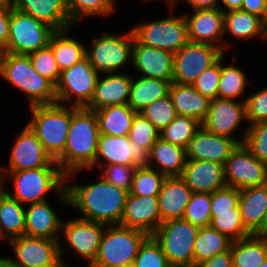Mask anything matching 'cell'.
<instances>
[{
  "label": "cell",
  "instance_id": "6da1fadb",
  "mask_svg": "<svg viewBox=\"0 0 267 267\" xmlns=\"http://www.w3.org/2000/svg\"><path fill=\"white\" fill-rule=\"evenodd\" d=\"M98 119L95 111L85 107L71 106V122L64 151L55 159L62 172L69 177L83 169H89L95 162L98 140Z\"/></svg>",
  "mask_w": 267,
  "mask_h": 267
},
{
  "label": "cell",
  "instance_id": "7a4b0ae2",
  "mask_svg": "<svg viewBox=\"0 0 267 267\" xmlns=\"http://www.w3.org/2000/svg\"><path fill=\"white\" fill-rule=\"evenodd\" d=\"M86 185H71L65 182L68 205L78 208L80 218L107 225L119 224L129 192L106 181Z\"/></svg>",
  "mask_w": 267,
  "mask_h": 267
},
{
  "label": "cell",
  "instance_id": "3957f363",
  "mask_svg": "<svg viewBox=\"0 0 267 267\" xmlns=\"http://www.w3.org/2000/svg\"><path fill=\"white\" fill-rule=\"evenodd\" d=\"M3 178L13 181V193H6L21 204H32L47 201V193L57 191L59 201L68 205V195L65 188L66 175L59 166H45L43 168L22 171H0Z\"/></svg>",
  "mask_w": 267,
  "mask_h": 267
},
{
  "label": "cell",
  "instance_id": "277c9868",
  "mask_svg": "<svg viewBox=\"0 0 267 267\" xmlns=\"http://www.w3.org/2000/svg\"><path fill=\"white\" fill-rule=\"evenodd\" d=\"M0 75L27 95L30 106L56 103L55 85L35 71L29 55L1 51Z\"/></svg>",
  "mask_w": 267,
  "mask_h": 267
},
{
  "label": "cell",
  "instance_id": "5b68a950",
  "mask_svg": "<svg viewBox=\"0 0 267 267\" xmlns=\"http://www.w3.org/2000/svg\"><path fill=\"white\" fill-rule=\"evenodd\" d=\"M32 118L27 126L55 160L65 148L71 122V105L53 103L30 106Z\"/></svg>",
  "mask_w": 267,
  "mask_h": 267
},
{
  "label": "cell",
  "instance_id": "8992f818",
  "mask_svg": "<svg viewBox=\"0 0 267 267\" xmlns=\"http://www.w3.org/2000/svg\"><path fill=\"white\" fill-rule=\"evenodd\" d=\"M148 235L119 224L107 225L101 238L96 259L89 267L132 265Z\"/></svg>",
  "mask_w": 267,
  "mask_h": 267
},
{
  "label": "cell",
  "instance_id": "52a82bcc",
  "mask_svg": "<svg viewBox=\"0 0 267 267\" xmlns=\"http://www.w3.org/2000/svg\"><path fill=\"white\" fill-rule=\"evenodd\" d=\"M199 227L185 219L160 224L152 235L172 267H194V243Z\"/></svg>",
  "mask_w": 267,
  "mask_h": 267
},
{
  "label": "cell",
  "instance_id": "ba28073f",
  "mask_svg": "<svg viewBox=\"0 0 267 267\" xmlns=\"http://www.w3.org/2000/svg\"><path fill=\"white\" fill-rule=\"evenodd\" d=\"M134 41L131 28L122 35L103 33L86 49V57L99 74L117 73L128 61L132 62Z\"/></svg>",
  "mask_w": 267,
  "mask_h": 267
},
{
  "label": "cell",
  "instance_id": "9c48e42d",
  "mask_svg": "<svg viewBox=\"0 0 267 267\" xmlns=\"http://www.w3.org/2000/svg\"><path fill=\"white\" fill-rule=\"evenodd\" d=\"M54 32L42 21L10 8L9 38L2 52L28 55L48 46Z\"/></svg>",
  "mask_w": 267,
  "mask_h": 267
},
{
  "label": "cell",
  "instance_id": "30bf717a",
  "mask_svg": "<svg viewBox=\"0 0 267 267\" xmlns=\"http://www.w3.org/2000/svg\"><path fill=\"white\" fill-rule=\"evenodd\" d=\"M131 29L141 44L172 53L189 42L188 26L183 14L138 23Z\"/></svg>",
  "mask_w": 267,
  "mask_h": 267
},
{
  "label": "cell",
  "instance_id": "8fae6325",
  "mask_svg": "<svg viewBox=\"0 0 267 267\" xmlns=\"http://www.w3.org/2000/svg\"><path fill=\"white\" fill-rule=\"evenodd\" d=\"M99 75L86 56L72 67L62 70L55 85L56 102L66 105L65 102L73 99L71 106L86 107L93 96Z\"/></svg>",
  "mask_w": 267,
  "mask_h": 267
},
{
  "label": "cell",
  "instance_id": "7c38bea8",
  "mask_svg": "<svg viewBox=\"0 0 267 267\" xmlns=\"http://www.w3.org/2000/svg\"><path fill=\"white\" fill-rule=\"evenodd\" d=\"M61 240L20 236L9 240L16 259L17 267H57L66 248L61 247Z\"/></svg>",
  "mask_w": 267,
  "mask_h": 267
},
{
  "label": "cell",
  "instance_id": "4fadbf2b",
  "mask_svg": "<svg viewBox=\"0 0 267 267\" xmlns=\"http://www.w3.org/2000/svg\"><path fill=\"white\" fill-rule=\"evenodd\" d=\"M223 54L217 46L188 42L174 53L173 82L192 85Z\"/></svg>",
  "mask_w": 267,
  "mask_h": 267
},
{
  "label": "cell",
  "instance_id": "5bb4252c",
  "mask_svg": "<svg viewBox=\"0 0 267 267\" xmlns=\"http://www.w3.org/2000/svg\"><path fill=\"white\" fill-rule=\"evenodd\" d=\"M227 186L239 190L267 184V164L258 160L244 144H238L224 163Z\"/></svg>",
  "mask_w": 267,
  "mask_h": 267
},
{
  "label": "cell",
  "instance_id": "9a60e30c",
  "mask_svg": "<svg viewBox=\"0 0 267 267\" xmlns=\"http://www.w3.org/2000/svg\"><path fill=\"white\" fill-rule=\"evenodd\" d=\"M148 163L149 151L131 142L129 136L100 134L95 162L89 169L98 166L101 170L103 166L112 164L142 167Z\"/></svg>",
  "mask_w": 267,
  "mask_h": 267
},
{
  "label": "cell",
  "instance_id": "2e32d148",
  "mask_svg": "<svg viewBox=\"0 0 267 267\" xmlns=\"http://www.w3.org/2000/svg\"><path fill=\"white\" fill-rule=\"evenodd\" d=\"M106 227L107 224L78 217L62 221L61 233L69 243V248H73L74 254L77 253L88 260L89 267L96 259Z\"/></svg>",
  "mask_w": 267,
  "mask_h": 267
},
{
  "label": "cell",
  "instance_id": "e0dca14e",
  "mask_svg": "<svg viewBox=\"0 0 267 267\" xmlns=\"http://www.w3.org/2000/svg\"><path fill=\"white\" fill-rule=\"evenodd\" d=\"M243 120H246L245 100L217 97L210 101L207 116L201 126L209 133L230 137L238 144H243L244 139L232 136Z\"/></svg>",
  "mask_w": 267,
  "mask_h": 267
},
{
  "label": "cell",
  "instance_id": "ac0fdd59",
  "mask_svg": "<svg viewBox=\"0 0 267 267\" xmlns=\"http://www.w3.org/2000/svg\"><path fill=\"white\" fill-rule=\"evenodd\" d=\"M224 9L206 8L193 10V14L184 15L188 26L189 42L206 43L217 46L224 53L229 47L224 41ZM226 44V45H225Z\"/></svg>",
  "mask_w": 267,
  "mask_h": 267
},
{
  "label": "cell",
  "instance_id": "d6986e66",
  "mask_svg": "<svg viewBox=\"0 0 267 267\" xmlns=\"http://www.w3.org/2000/svg\"><path fill=\"white\" fill-rule=\"evenodd\" d=\"M45 166H59L48 154L37 136L26 125L19 132L12 147L9 166L0 167V171H22L43 168Z\"/></svg>",
  "mask_w": 267,
  "mask_h": 267
},
{
  "label": "cell",
  "instance_id": "ffe728a7",
  "mask_svg": "<svg viewBox=\"0 0 267 267\" xmlns=\"http://www.w3.org/2000/svg\"><path fill=\"white\" fill-rule=\"evenodd\" d=\"M161 224L158 196L128 194L119 225L152 236Z\"/></svg>",
  "mask_w": 267,
  "mask_h": 267
},
{
  "label": "cell",
  "instance_id": "44dd1931",
  "mask_svg": "<svg viewBox=\"0 0 267 267\" xmlns=\"http://www.w3.org/2000/svg\"><path fill=\"white\" fill-rule=\"evenodd\" d=\"M132 65L143 77L173 82L174 53L141 44L136 38Z\"/></svg>",
  "mask_w": 267,
  "mask_h": 267
},
{
  "label": "cell",
  "instance_id": "7402d4cb",
  "mask_svg": "<svg viewBox=\"0 0 267 267\" xmlns=\"http://www.w3.org/2000/svg\"><path fill=\"white\" fill-rule=\"evenodd\" d=\"M237 145L234 139L209 133L201 126L185 149L186 160H207L224 165Z\"/></svg>",
  "mask_w": 267,
  "mask_h": 267
},
{
  "label": "cell",
  "instance_id": "603a6c76",
  "mask_svg": "<svg viewBox=\"0 0 267 267\" xmlns=\"http://www.w3.org/2000/svg\"><path fill=\"white\" fill-rule=\"evenodd\" d=\"M181 178L193 193H213L227 186L224 165L213 161L186 160Z\"/></svg>",
  "mask_w": 267,
  "mask_h": 267
},
{
  "label": "cell",
  "instance_id": "cb8c5ba5",
  "mask_svg": "<svg viewBox=\"0 0 267 267\" xmlns=\"http://www.w3.org/2000/svg\"><path fill=\"white\" fill-rule=\"evenodd\" d=\"M133 75L125 73H107V76L98 77L93 96L85 107L96 111L109 105L128 104Z\"/></svg>",
  "mask_w": 267,
  "mask_h": 267
},
{
  "label": "cell",
  "instance_id": "d4e9b609",
  "mask_svg": "<svg viewBox=\"0 0 267 267\" xmlns=\"http://www.w3.org/2000/svg\"><path fill=\"white\" fill-rule=\"evenodd\" d=\"M14 8L55 31L72 28L67 0H14Z\"/></svg>",
  "mask_w": 267,
  "mask_h": 267
},
{
  "label": "cell",
  "instance_id": "484cf974",
  "mask_svg": "<svg viewBox=\"0 0 267 267\" xmlns=\"http://www.w3.org/2000/svg\"><path fill=\"white\" fill-rule=\"evenodd\" d=\"M62 219L48 201L32 203L25 207V232L30 237L60 240Z\"/></svg>",
  "mask_w": 267,
  "mask_h": 267
},
{
  "label": "cell",
  "instance_id": "4316f807",
  "mask_svg": "<svg viewBox=\"0 0 267 267\" xmlns=\"http://www.w3.org/2000/svg\"><path fill=\"white\" fill-rule=\"evenodd\" d=\"M192 193L181 177H166L158 194L161 223L182 219Z\"/></svg>",
  "mask_w": 267,
  "mask_h": 267
},
{
  "label": "cell",
  "instance_id": "83f0119b",
  "mask_svg": "<svg viewBox=\"0 0 267 267\" xmlns=\"http://www.w3.org/2000/svg\"><path fill=\"white\" fill-rule=\"evenodd\" d=\"M239 209L245 228L256 234L262 228L267 211V184L241 189Z\"/></svg>",
  "mask_w": 267,
  "mask_h": 267
},
{
  "label": "cell",
  "instance_id": "f1b7e54d",
  "mask_svg": "<svg viewBox=\"0 0 267 267\" xmlns=\"http://www.w3.org/2000/svg\"><path fill=\"white\" fill-rule=\"evenodd\" d=\"M169 96L177 115L190 116L202 123L208 113L210 101L193 85L172 82Z\"/></svg>",
  "mask_w": 267,
  "mask_h": 267
},
{
  "label": "cell",
  "instance_id": "f546056e",
  "mask_svg": "<svg viewBox=\"0 0 267 267\" xmlns=\"http://www.w3.org/2000/svg\"><path fill=\"white\" fill-rule=\"evenodd\" d=\"M155 162L165 177H181L186 163V150L178 145L159 138L149 152L148 166L154 168Z\"/></svg>",
  "mask_w": 267,
  "mask_h": 267
},
{
  "label": "cell",
  "instance_id": "4dcf8cb0",
  "mask_svg": "<svg viewBox=\"0 0 267 267\" xmlns=\"http://www.w3.org/2000/svg\"><path fill=\"white\" fill-rule=\"evenodd\" d=\"M170 85V81L163 79L146 78L142 75L138 79H135L133 75L128 100L129 107L137 113H140L155 100L167 96Z\"/></svg>",
  "mask_w": 267,
  "mask_h": 267
},
{
  "label": "cell",
  "instance_id": "1f68e13d",
  "mask_svg": "<svg viewBox=\"0 0 267 267\" xmlns=\"http://www.w3.org/2000/svg\"><path fill=\"white\" fill-rule=\"evenodd\" d=\"M100 134L128 136L136 111L128 104L109 105L95 111Z\"/></svg>",
  "mask_w": 267,
  "mask_h": 267
},
{
  "label": "cell",
  "instance_id": "d6a6232c",
  "mask_svg": "<svg viewBox=\"0 0 267 267\" xmlns=\"http://www.w3.org/2000/svg\"><path fill=\"white\" fill-rule=\"evenodd\" d=\"M265 21L257 15L242 10L224 12V34L238 40H250L260 35L265 39Z\"/></svg>",
  "mask_w": 267,
  "mask_h": 267
},
{
  "label": "cell",
  "instance_id": "836d02e7",
  "mask_svg": "<svg viewBox=\"0 0 267 267\" xmlns=\"http://www.w3.org/2000/svg\"><path fill=\"white\" fill-rule=\"evenodd\" d=\"M230 250L233 267H258L267 258V238L252 234L232 241Z\"/></svg>",
  "mask_w": 267,
  "mask_h": 267
},
{
  "label": "cell",
  "instance_id": "e575fe53",
  "mask_svg": "<svg viewBox=\"0 0 267 267\" xmlns=\"http://www.w3.org/2000/svg\"><path fill=\"white\" fill-rule=\"evenodd\" d=\"M25 232V207L6 192L0 199V238L11 240Z\"/></svg>",
  "mask_w": 267,
  "mask_h": 267
},
{
  "label": "cell",
  "instance_id": "d590c367",
  "mask_svg": "<svg viewBox=\"0 0 267 267\" xmlns=\"http://www.w3.org/2000/svg\"><path fill=\"white\" fill-rule=\"evenodd\" d=\"M70 28L55 31L50 38L51 47L60 72L70 68L86 56V48L77 39L70 38Z\"/></svg>",
  "mask_w": 267,
  "mask_h": 267
},
{
  "label": "cell",
  "instance_id": "8d00e7d4",
  "mask_svg": "<svg viewBox=\"0 0 267 267\" xmlns=\"http://www.w3.org/2000/svg\"><path fill=\"white\" fill-rule=\"evenodd\" d=\"M232 240L211 226L199 228L194 243V265L228 251Z\"/></svg>",
  "mask_w": 267,
  "mask_h": 267
},
{
  "label": "cell",
  "instance_id": "74e56055",
  "mask_svg": "<svg viewBox=\"0 0 267 267\" xmlns=\"http://www.w3.org/2000/svg\"><path fill=\"white\" fill-rule=\"evenodd\" d=\"M201 128V123L190 116L177 115L162 131L160 138L166 142L187 148L190 140Z\"/></svg>",
  "mask_w": 267,
  "mask_h": 267
},
{
  "label": "cell",
  "instance_id": "f35d334b",
  "mask_svg": "<svg viewBox=\"0 0 267 267\" xmlns=\"http://www.w3.org/2000/svg\"><path fill=\"white\" fill-rule=\"evenodd\" d=\"M165 176L149 166L136 167L129 194L137 196H158Z\"/></svg>",
  "mask_w": 267,
  "mask_h": 267
},
{
  "label": "cell",
  "instance_id": "ab89813d",
  "mask_svg": "<svg viewBox=\"0 0 267 267\" xmlns=\"http://www.w3.org/2000/svg\"><path fill=\"white\" fill-rule=\"evenodd\" d=\"M225 53L221 56V79L218 98L236 99L244 93L247 84L246 73L234 65H223Z\"/></svg>",
  "mask_w": 267,
  "mask_h": 267
},
{
  "label": "cell",
  "instance_id": "60d3db41",
  "mask_svg": "<svg viewBox=\"0 0 267 267\" xmlns=\"http://www.w3.org/2000/svg\"><path fill=\"white\" fill-rule=\"evenodd\" d=\"M210 226L232 241L252 235L243 224L239 208H233V212L211 213Z\"/></svg>",
  "mask_w": 267,
  "mask_h": 267
},
{
  "label": "cell",
  "instance_id": "b9f144b4",
  "mask_svg": "<svg viewBox=\"0 0 267 267\" xmlns=\"http://www.w3.org/2000/svg\"><path fill=\"white\" fill-rule=\"evenodd\" d=\"M71 23L82 17L107 16L115 11V0H67Z\"/></svg>",
  "mask_w": 267,
  "mask_h": 267
},
{
  "label": "cell",
  "instance_id": "7bdbcfd3",
  "mask_svg": "<svg viewBox=\"0 0 267 267\" xmlns=\"http://www.w3.org/2000/svg\"><path fill=\"white\" fill-rule=\"evenodd\" d=\"M211 193H192L188 202L183 219L201 228L210 226L211 223Z\"/></svg>",
  "mask_w": 267,
  "mask_h": 267
},
{
  "label": "cell",
  "instance_id": "ee69618b",
  "mask_svg": "<svg viewBox=\"0 0 267 267\" xmlns=\"http://www.w3.org/2000/svg\"><path fill=\"white\" fill-rule=\"evenodd\" d=\"M140 114L148 119L159 132L166 128L177 116L169 94L155 100L152 104L145 107Z\"/></svg>",
  "mask_w": 267,
  "mask_h": 267
},
{
  "label": "cell",
  "instance_id": "f6af8a7d",
  "mask_svg": "<svg viewBox=\"0 0 267 267\" xmlns=\"http://www.w3.org/2000/svg\"><path fill=\"white\" fill-rule=\"evenodd\" d=\"M133 267H172L153 236H148L141 244L134 259Z\"/></svg>",
  "mask_w": 267,
  "mask_h": 267
},
{
  "label": "cell",
  "instance_id": "bcb514c9",
  "mask_svg": "<svg viewBox=\"0 0 267 267\" xmlns=\"http://www.w3.org/2000/svg\"><path fill=\"white\" fill-rule=\"evenodd\" d=\"M243 132V144L258 160L267 164V121L248 125Z\"/></svg>",
  "mask_w": 267,
  "mask_h": 267
},
{
  "label": "cell",
  "instance_id": "7dc6e473",
  "mask_svg": "<svg viewBox=\"0 0 267 267\" xmlns=\"http://www.w3.org/2000/svg\"><path fill=\"white\" fill-rule=\"evenodd\" d=\"M157 128L142 114L136 113L129 131L131 142L150 152L152 146L160 138Z\"/></svg>",
  "mask_w": 267,
  "mask_h": 267
},
{
  "label": "cell",
  "instance_id": "c3c4849f",
  "mask_svg": "<svg viewBox=\"0 0 267 267\" xmlns=\"http://www.w3.org/2000/svg\"><path fill=\"white\" fill-rule=\"evenodd\" d=\"M28 55L35 71L56 85L59 81L60 70L51 47L48 45Z\"/></svg>",
  "mask_w": 267,
  "mask_h": 267
},
{
  "label": "cell",
  "instance_id": "681fc988",
  "mask_svg": "<svg viewBox=\"0 0 267 267\" xmlns=\"http://www.w3.org/2000/svg\"><path fill=\"white\" fill-rule=\"evenodd\" d=\"M221 79V57L192 84L194 88L209 100L218 97V86Z\"/></svg>",
  "mask_w": 267,
  "mask_h": 267
},
{
  "label": "cell",
  "instance_id": "f907efd6",
  "mask_svg": "<svg viewBox=\"0 0 267 267\" xmlns=\"http://www.w3.org/2000/svg\"><path fill=\"white\" fill-rule=\"evenodd\" d=\"M240 190L225 186L211 193V213L233 212L239 208Z\"/></svg>",
  "mask_w": 267,
  "mask_h": 267
},
{
  "label": "cell",
  "instance_id": "816d5d0a",
  "mask_svg": "<svg viewBox=\"0 0 267 267\" xmlns=\"http://www.w3.org/2000/svg\"><path fill=\"white\" fill-rule=\"evenodd\" d=\"M244 100L249 125L267 121V88L249 95Z\"/></svg>",
  "mask_w": 267,
  "mask_h": 267
},
{
  "label": "cell",
  "instance_id": "f5cc1de1",
  "mask_svg": "<svg viewBox=\"0 0 267 267\" xmlns=\"http://www.w3.org/2000/svg\"><path fill=\"white\" fill-rule=\"evenodd\" d=\"M135 169L136 167L132 166L112 164L103 166V168H101L103 171H100V173L101 176L110 184L129 192L132 186V178Z\"/></svg>",
  "mask_w": 267,
  "mask_h": 267
},
{
  "label": "cell",
  "instance_id": "db71d44e",
  "mask_svg": "<svg viewBox=\"0 0 267 267\" xmlns=\"http://www.w3.org/2000/svg\"><path fill=\"white\" fill-rule=\"evenodd\" d=\"M194 267H233L231 250L216 254L212 258L194 265Z\"/></svg>",
  "mask_w": 267,
  "mask_h": 267
},
{
  "label": "cell",
  "instance_id": "11a10c76",
  "mask_svg": "<svg viewBox=\"0 0 267 267\" xmlns=\"http://www.w3.org/2000/svg\"><path fill=\"white\" fill-rule=\"evenodd\" d=\"M241 10L266 20L267 0H243Z\"/></svg>",
  "mask_w": 267,
  "mask_h": 267
},
{
  "label": "cell",
  "instance_id": "9f6ffc18",
  "mask_svg": "<svg viewBox=\"0 0 267 267\" xmlns=\"http://www.w3.org/2000/svg\"><path fill=\"white\" fill-rule=\"evenodd\" d=\"M10 25V8H0V52L8 43Z\"/></svg>",
  "mask_w": 267,
  "mask_h": 267
},
{
  "label": "cell",
  "instance_id": "6f0895ef",
  "mask_svg": "<svg viewBox=\"0 0 267 267\" xmlns=\"http://www.w3.org/2000/svg\"><path fill=\"white\" fill-rule=\"evenodd\" d=\"M179 0H166V2L168 3V6L170 7V12H173L174 9V5L176 4V2ZM187 1L191 6L193 10L196 9H206V8H220L219 6V2H221V0H185Z\"/></svg>",
  "mask_w": 267,
  "mask_h": 267
},
{
  "label": "cell",
  "instance_id": "680465c9",
  "mask_svg": "<svg viewBox=\"0 0 267 267\" xmlns=\"http://www.w3.org/2000/svg\"><path fill=\"white\" fill-rule=\"evenodd\" d=\"M243 0H221V5L226 7V11L241 10Z\"/></svg>",
  "mask_w": 267,
  "mask_h": 267
},
{
  "label": "cell",
  "instance_id": "91938a15",
  "mask_svg": "<svg viewBox=\"0 0 267 267\" xmlns=\"http://www.w3.org/2000/svg\"><path fill=\"white\" fill-rule=\"evenodd\" d=\"M255 235L267 238V211H266L264 222L262 224V228Z\"/></svg>",
  "mask_w": 267,
  "mask_h": 267
},
{
  "label": "cell",
  "instance_id": "94428289",
  "mask_svg": "<svg viewBox=\"0 0 267 267\" xmlns=\"http://www.w3.org/2000/svg\"><path fill=\"white\" fill-rule=\"evenodd\" d=\"M0 267H17L13 260L9 258L0 257Z\"/></svg>",
  "mask_w": 267,
  "mask_h": 267
},
{
  "label": "cell",
  "instance_id": "6125c7cd",
  "mask_svg": "<svg viewBox=\"0 0 267 267\" xmlns=\"http://www.w3.org/2000/svg\"><path fill=\"white\" fill-rule=\"evenodd\" d=\"M0 8H14V0H0Z\"/></svg>",
  "mask_w": 267,
  "mask_h": 267
},
{
  "label": "cell",
  "instance_id": "be15d7a7",
  "mask_svg": "<svg viewBox=\"0 0 267 267\" xmlns=\"http://www.w3.org/2000/svg\"><path fill=\"white\" fill-rule=\"evenodd\" d=\"M5 179L3 178L2 174L0 173V199L3 196V194L6 192V189H4L5 187H3L5 185ZM4 183V184H3Z\"/></svg>",
  "mask_w": 267,
  "mask_h": 267
},
{
  "label": "cell",
  "instance_id": "e7e4bbea",
  "mask_svg": "<svg viewBox=\"0 0 267 267\" xmlns=\"http://www.w3.org/2000/svg\"><path fill=\"white\" fill-rule=\"evenodd\" d=\"M110 267H133L132 265H113Z\"/></svg>",
  "mask_w": 267,
  "mask_h": 267
},
{
  "label": "cell",
  "instance_id": "03108f58",
  "mask_svg": "<svg viewBox=\"0 0 267 267\" xmlns=\"http://www.w3.org/2000/svg\"><path fill=\"white\" fill-rule=\"evenodd\" d=\"M258 267H267V258H266V260H265L260 266H258Z\"/></svg>",
  "mask_w": 267,
  "mask_h": 267
},
{
  "label": "cell",
  "instance_id": "003e7915",
  "mask_svg": "<svg viewBox=\"0 0 267 267\" xmlns=\"http://www.w3.org/2000/svg\"><path fill=\"white\" fill-rule=\"evenodd\" d=\"M57 267H67L63 262H61Z\"/></svg>",
  "mask_w": 267,
  "mask_h": 267
},
{
  "label": "cell",
  "instance_id": "a7ac6f4b",
  "mask_svg": "<svg viewBox=\"0 0 267 267\" xmlns=\"http://www.w3.org/2000/svg\"><path fill=\"white\" fill-rule=\"evenodd\" d=\"M265 39H266V41H267V24H266V26H265Z\"/></svg>",
  "mask_w": 267,
  "mask_h": 267
},
{
  "label": "cell",
  "instance_id": "89a4df30",
  "mask_svg": "<svg viewBox=\"0 0 267 267\" xmlns=\"http://www.w3.org/2000/svg\"><path fill=\"white\" fill-rule=\"evenodd\" d=\"M267 24V12H266V20H265V25Z\"/></svg>",
  "mask_w": 267,
  "mask_h": 267
}]
</instances>
